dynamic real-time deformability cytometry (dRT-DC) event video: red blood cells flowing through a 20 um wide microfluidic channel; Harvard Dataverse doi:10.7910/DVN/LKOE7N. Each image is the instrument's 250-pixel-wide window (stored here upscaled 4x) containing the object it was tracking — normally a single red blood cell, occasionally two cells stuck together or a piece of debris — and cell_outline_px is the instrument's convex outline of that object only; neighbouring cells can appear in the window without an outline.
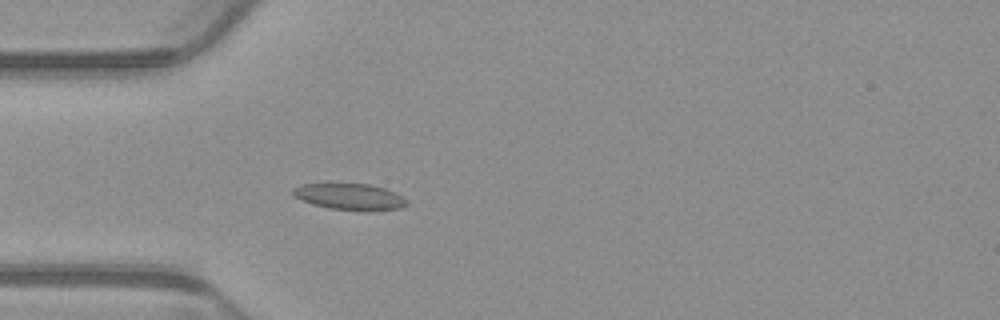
{"species": "common noctule bat (a hibernating species)", "species_latin": "Nyctalus noctula", "temperature_condition": "warm", "stored_images_in_passage": 4, "camera_frame_rate_fps": 3000, "um_per_image_px": 0.085, "animal": {"sex": "male", "body_mass_g": 23.1, "forearm_length_mm": 52.7}, "frame": {"image": 1, "passage_image": 4, "time_ms": 1.0, "image_size_px": [1000, 320], "cell_outline_px": [[408, 204], [400, 208], [372, 212], [328, 208], [312, 204], [292, 196], [292, 188], [300, 184], [328, 180], [368, 184], [384, 188], [396, 192], [404, 196], [408, 200]], "centroid_in_image_um": [29.68, 16.67], "position_along_channel_um": 55.3, "area_um2": 18.79}}